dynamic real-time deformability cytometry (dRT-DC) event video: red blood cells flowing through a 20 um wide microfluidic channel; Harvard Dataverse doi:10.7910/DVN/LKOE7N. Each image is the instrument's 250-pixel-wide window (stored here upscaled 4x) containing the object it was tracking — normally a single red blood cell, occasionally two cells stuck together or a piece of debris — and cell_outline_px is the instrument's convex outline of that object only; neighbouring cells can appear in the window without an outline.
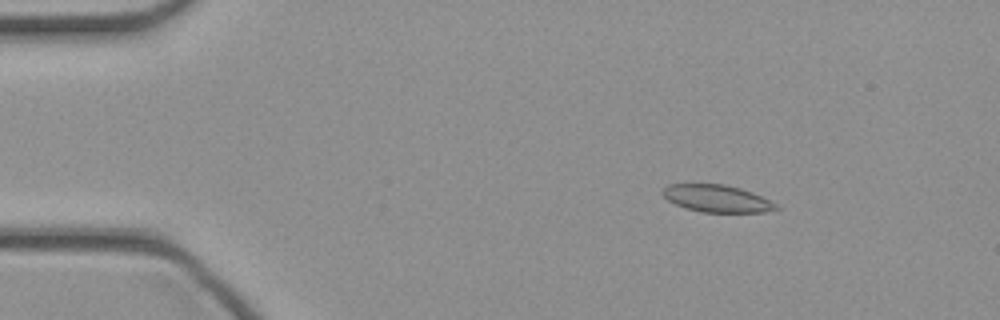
{"species": "common noctule bat (a hibernating species)", "species_latin": "Nyctalus noctula", "temperature_condition": "cold", "stored_images_in_passage": 46, "camera_frame_rate_fps": 3000, "um_per_image_px": 0.085, "animal": {"sex": "female", "body_mass_g": 21.9}, "frame": {"image": 1, "passage_image": 7, "time_ms": 2.0, "image_size_px": [1000, 320], "cell_outline_px": [[780, 208], [764, 212], [700, 212], [684, 208], [668, 200], [660, 192], [668, 184], [724, 184], [740, 188], [752, 192], [776, 204]], "centroid_in_image_um": [60.9, 16.87], "position_along_channel_um": 24.1, "area_um2": 17.92}}
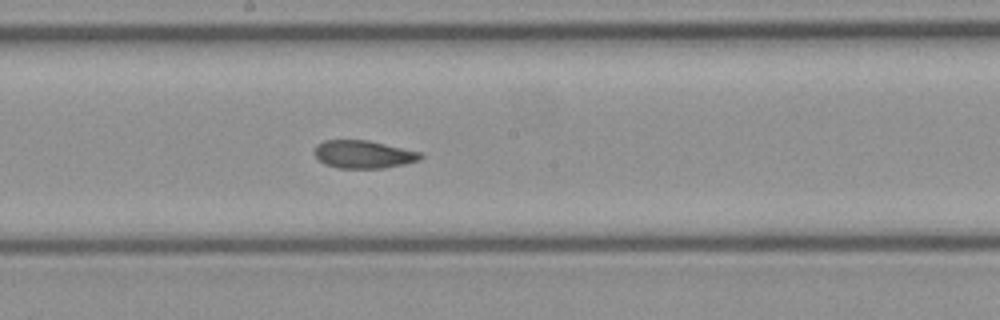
{"frame": {"image": 2, "passage_image": 25, "time_ms": 8.0, "image_size_px": [1000, 320], "cell_outline_px": [[424, 156], [420, 160], [404, 164], [384, 168], [340, 168], [324, 164], [312, 152], [316, 144], [324, 140], [368, 140], [424, 152]], "centroid_in_image_um": [30.92, 13.11], "position_along_channel_um": 217.3, "area_um2": 17.51}}
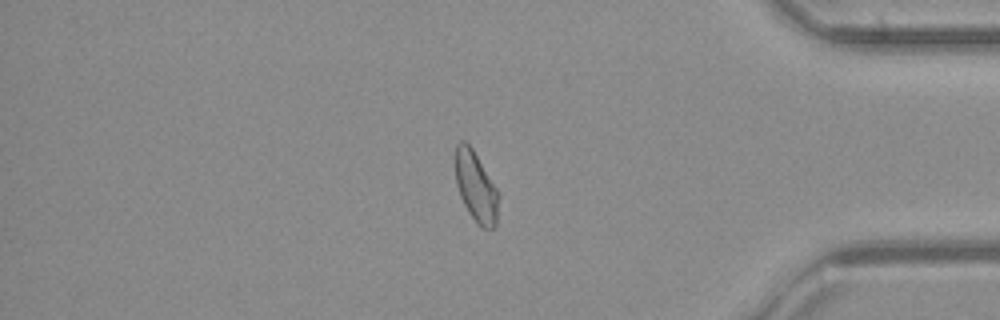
{"frame": {"image": 3, "passage_image": 39, "time_ms": 12.667, "image_size_px": [1000, 320], "cell_outline_px": [[500, 196], [496, 228], [480, 228], [468, 212], [460, 196], [456, 184], [456, 144], [460, 140], [464, 140], [472, 148], [500, 192]], "centroid_in_image_um": [40.49, 15.92], "position_along_channel_um": 394.7, "area_um2": 17.98}}